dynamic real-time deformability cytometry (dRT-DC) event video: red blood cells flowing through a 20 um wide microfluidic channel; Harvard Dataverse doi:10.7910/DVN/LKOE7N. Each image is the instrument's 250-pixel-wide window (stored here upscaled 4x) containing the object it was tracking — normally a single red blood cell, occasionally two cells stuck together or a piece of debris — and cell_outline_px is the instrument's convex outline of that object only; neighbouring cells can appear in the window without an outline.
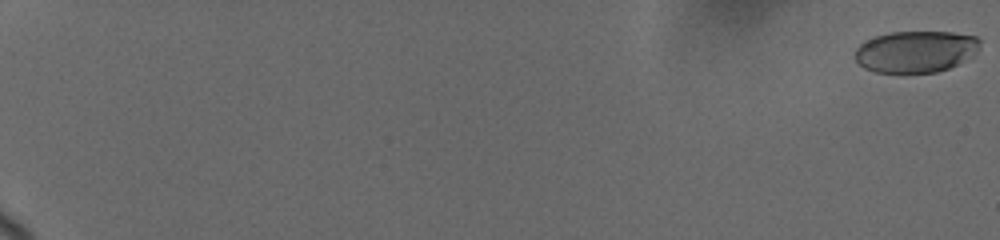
{"species": "human", "species_latin": "Homo sapiens", "temperature_condition": "cold", "stored_images_in_passage": 35, "camera_frame_rate_fps": 3000, "um_per_image_px": 0.085, "donor": {"sex": "female"}, "frame": {"image": 1, "passage_image": 1, "time_ms": 0.0, "image_size_px": [1000, 240], "cell_outline_px": [[980, 48], [976, 52], [956, 64], [948, 68], [936, 72], [876, 72], [864, 68], [856, 60], [856, 48], [864, 40], [876, 36], [892, 32], [952, 32], [976, 36], [980, 40]], "centroid_in_image_um": [77.83, 4.37], "position_along_channel_um": 7.2, "area_um2": 30.06}}
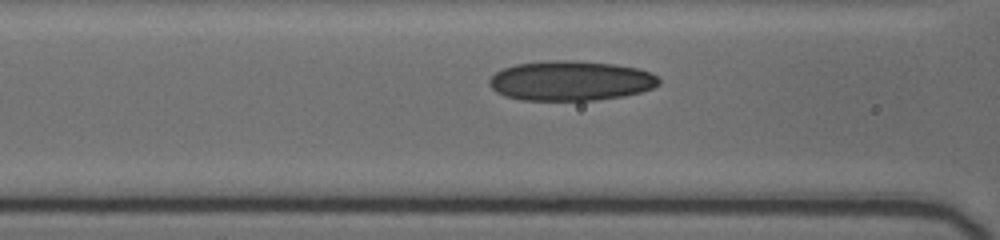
{"frame": {"image": 2, "passage_image": 22, "time_ms": 3.667, "image_size_px": [1000, 240], "cell_outline_px": [[660, 84], [652, 88], [640, 92], [624, 96], [596, 100], [524, 100], [504, 96], [496, 92], [488, 84], [488, 80], [496, 72], [504, 68], [516, 64], [548, 60], [576, 60], [616, 64], [640, 68], [656, 76], [660, 80]], "centroid_in_image_um": [48.51, 6.86], "position_along_channel_um": 118.1, "area_um2": 39.59}}
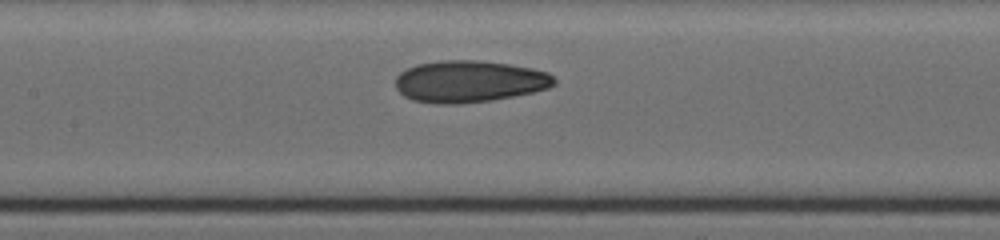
{"frame": {"image": 3, "passage_image": 30, "time_ms": 5.0, "image_size_px": [1000, 240], "cell_outline_px": [[556, 84], [548, 88], [532, 92], [492, 100], [460, 104], [436, 104], [412, 100], [404, 96], [396, 88], [396, 76], [400, 72], [416, 64], [440, 60], [476, 60], [508, 64], [532, 68], [548, 72], [556, 80]], "centroid_in_image_um": [39.87, 6.92], "position_along_channel_um": 167.5, "area_um2": 38.78}}